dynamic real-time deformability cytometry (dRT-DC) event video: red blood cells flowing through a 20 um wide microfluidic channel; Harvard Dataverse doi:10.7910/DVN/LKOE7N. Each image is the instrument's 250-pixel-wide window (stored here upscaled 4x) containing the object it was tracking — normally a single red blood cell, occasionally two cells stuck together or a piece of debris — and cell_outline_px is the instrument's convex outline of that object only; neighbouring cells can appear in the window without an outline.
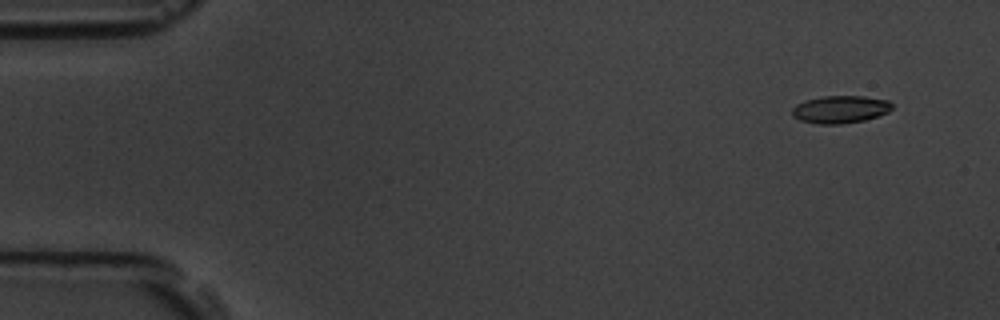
{"species": "common noctule bat (a hibernating species)", "species_latin": "Nyctalus noctula", "temperature_condition": "room temperature", "stored_images_in_passage": 5, "camera_frame_rate_fps": 3000, "um_per_image_px": 0.085, "animal": {"sex": "male", "body_mass_g": 19.5, "forearm_length_mm": 54.6}, "frame": {"image": 1, "passage_image": 2, "time_ms": 1.0, "image_size_px": [1000, 320], "cell_outline_px": [[892, 108], [888, 112], [864, 120], [840, 124], [820, 124], [800, 120], [792, 116], [792, 108], [796, 104], [804, 100], [824, 96], [864, 96], [888, 100], [892, 104]], "centroid_in_image_um": [71.4, 9.29], "position_along_channel_um": 13.6, "area_um2": 16.01}}
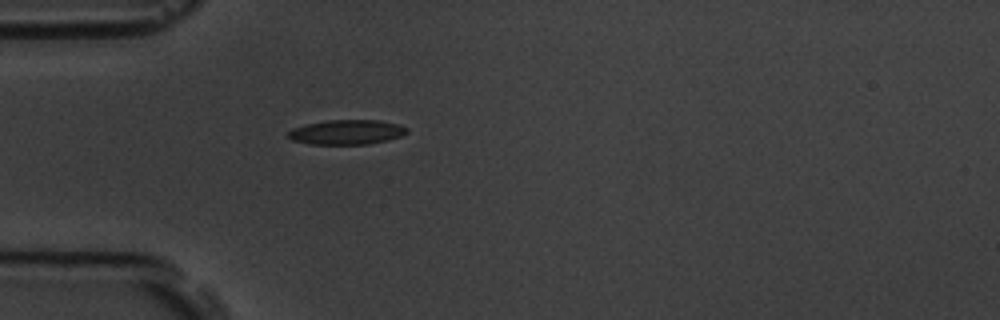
{"frame": {"image": 2, "passage_image": 5, "time_ms": 5.333, "image_size_px": [1000, 320], "cell_outline_px": [[408, 132], [400, 136], [388, 140], [368, 144], [312, 144], [292, 140], [288, 136], [288, 132], [292, 128], [304, 124], [328, 120], [380, 120], [400, 124], [408, 128]], "centroid_in_image_um": [29.49, 11.22], "position_along_channel_um": 55.5, "area_um2": 17.17}}